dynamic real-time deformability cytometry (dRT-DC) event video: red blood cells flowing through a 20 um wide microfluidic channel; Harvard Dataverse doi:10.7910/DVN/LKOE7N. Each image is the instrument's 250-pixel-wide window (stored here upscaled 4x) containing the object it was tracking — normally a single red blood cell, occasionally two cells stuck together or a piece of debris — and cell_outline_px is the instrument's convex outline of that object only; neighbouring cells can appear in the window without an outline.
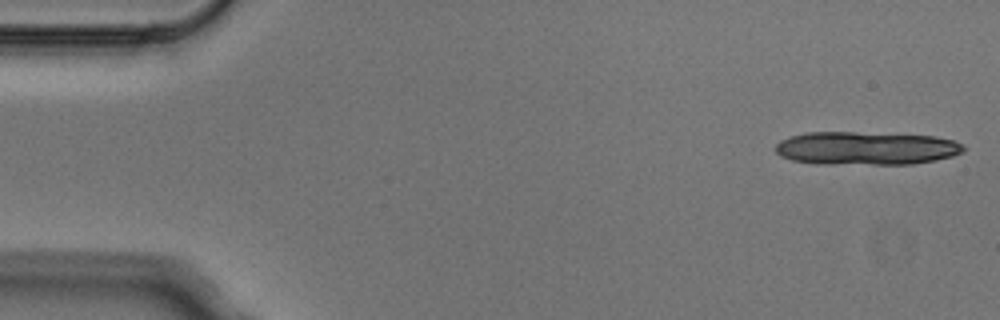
{"species": "Egyptian fruit bat (a non-hibernating species)", "species_latin": "Rousettus aegyptiacus", "temperature_condition": "cold", "stored_images_in_passage": 4, "camera_frame_rate_fps": 3000, "um_per_image_px": 0.085, "animal": {"sex": "male"}, "frame": {"image": 1, "passage_image": 1, "time_ms": 0.0, "image_size_px": [1000, 320], "cell_outline_px": [[964, 152], [952, 156], [936, 160], [912, 164], [816, 164], [792, 160], [780, 156], [776, 152], [776, 144], [780, 140], [792, 136], [808, 132], [856, 132], [936, 136], [956, 140], [964, 144]], "centroid_in_image_um": [73.65, 12.6], "position_along_channel_um": 11.4, "area_um2": 36.76}}